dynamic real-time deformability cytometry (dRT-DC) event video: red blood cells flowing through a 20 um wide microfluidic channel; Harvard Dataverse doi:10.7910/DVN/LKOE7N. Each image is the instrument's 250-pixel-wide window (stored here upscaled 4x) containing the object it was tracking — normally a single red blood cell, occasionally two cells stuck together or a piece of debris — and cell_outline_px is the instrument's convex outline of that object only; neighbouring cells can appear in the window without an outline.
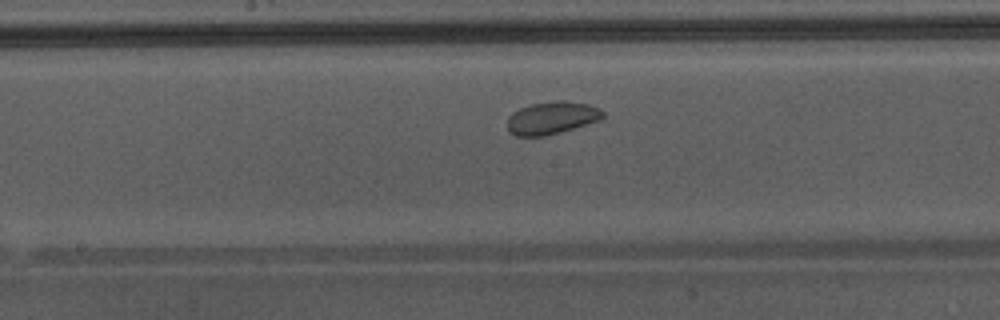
{"species": "Egyptian fruit bat (a non-hibernating species)", "species_latin": "Rousettus aegyptiacus", "temperature_condition": "warm", "stored_images_in_passage": 32, "camera_frame_rate_fps": 3000, "um_per_image_px": 0.085, "animal": {"sex": "male"}, "frame": {"image": 1, "passage_image": 10, "time_ms": 3.0, "image_size_px": [1000, 320], "cell_outline_px": [[604, 120], [560, 132], [544, 136], [516, 136], [508, 128], [508, 116], [512, 112], [520, 108], [532, 104], [556, 100], [564, 100], [588, 104], [600, 108], [604, 112]], "centroid_in_image_um": [46.96, 10.01], "position_along_channel_um": 201.2, "area_um2": 18.32}, "authors_computed_cell_mechanics": {"area_um2": 18.8717, "velocity_mm_per_s": 4.3222, "shape_relaxation_time_tau1_ms": null, "shape_relaxation_time_tau2_ms": 2.1676, "deformation_change_tau1": null, "deformation_change_tau2": 0.0658}}